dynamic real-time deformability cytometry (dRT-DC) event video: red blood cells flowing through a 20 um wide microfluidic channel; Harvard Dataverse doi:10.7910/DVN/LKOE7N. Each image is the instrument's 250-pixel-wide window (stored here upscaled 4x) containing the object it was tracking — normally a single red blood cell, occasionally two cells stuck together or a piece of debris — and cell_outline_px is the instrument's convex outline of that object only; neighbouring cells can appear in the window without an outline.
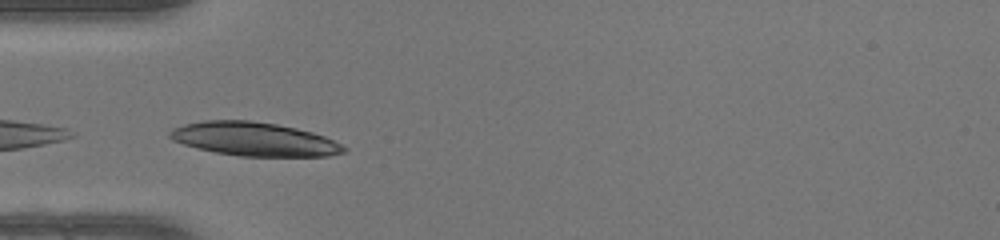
{"species": "human", "species_latin": "Homo sapiens", "temperature_condition": "warm", "stored_images_in_passage": 34, "camera_frame_rate_fps": 3000, "um_per_image_px": 0.085, "donor": {"sex": "female"}, "frame": {"image": 1, "passage_image": 1, "time_ms": 0.0, "image_size_px": [1000, 240], "cell_outline_px": [[348, 148], [344, 152], [328, 156], [240, 156], [216, 152], [184, 144], [172, 140], [168, 136], [168, 132], [172, 128], [184, 124], [204, 120], [248, 120], [276, 124], [296, 128], [312, 132], [324, 136]], "centroid_in_image_um": [21.59, 11.82], "position_along_channel_um": 63.4, "area_um2": 33.93}}
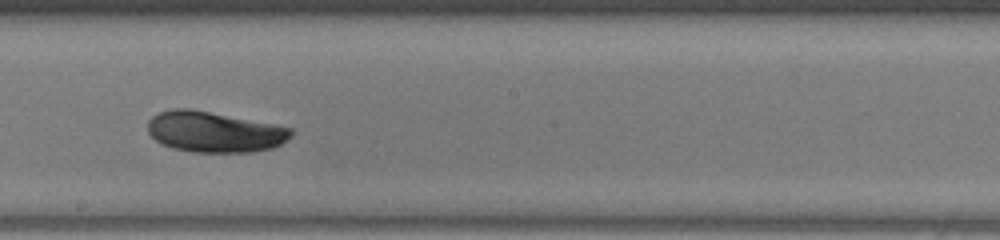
{"frame": {"image": 2, "passage_image": 13, "time_ms": 4.0, "image_size_px": [1000, 240], "cell_outline_px": [[292, 136], [280, 144], [272, 148], [252, 152], [192, 152], [172, 148], [156, 140], [148, 132], [148, 120], [152, 116], [160, 112], [172, 108], [192, 108], [276, 124], [292, 128]], "centroid_in_image_um": [18.22, 11.2], "position_along_channel_um": 230.0, "area_um2": 34.22}}
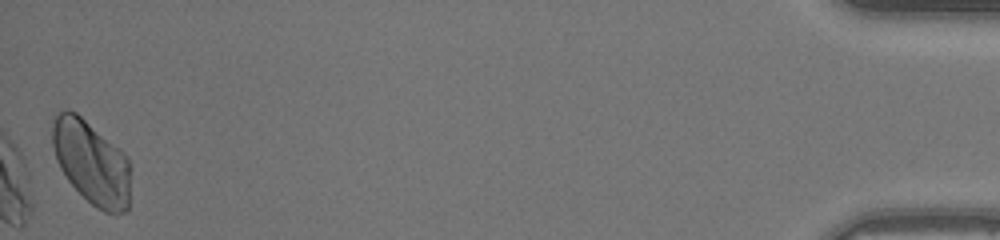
{"frame": {"image": 3, "passage_image": 34, "time_ms": 11.0, "image_size_px": [1000, 240], "cell_outline_px": [[132, 168], [128, 208], [124, 212], [104, 212], [96, 208], [68, 180], [60, 168], [56, 160], [52, 144], [52, 124], [56, 116], [64, 108], [68, 108], [76, 112], [124, 152], [128, 156]], "centroid_in_image_um": [7.8, 13.79], "position_along_channel_um": 427.4, "area_um2": 38.38}, "authors_computed_cell_mechanics": {"area_um2": 34.1887, "velocity_mm_per_s": 4.2124, "shape_relaxation_time_tau1_ms": 2.2449, "shape_relaxation_time_tau2_ms": 4.946, "deformation_change_tau1": 0.1309, "deformation_change_tau2": 0.0478}}